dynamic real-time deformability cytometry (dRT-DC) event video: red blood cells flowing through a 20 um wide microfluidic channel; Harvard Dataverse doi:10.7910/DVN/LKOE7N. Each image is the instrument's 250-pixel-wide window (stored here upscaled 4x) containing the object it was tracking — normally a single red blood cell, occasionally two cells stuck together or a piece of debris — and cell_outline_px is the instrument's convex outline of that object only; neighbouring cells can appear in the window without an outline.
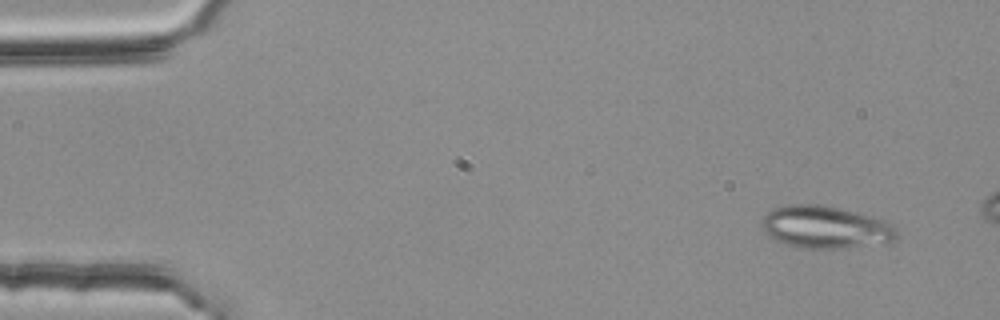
{"species": "common noctule bat (a hibernating species)", "species_latin": "Nyctalus noctula", "temperature_condition": "room temperature", "stored_images_in_passage": 10, "camera_frame_rate_fps": 3000, "um_per_image_px": 0.085, "animal": {"sex": "female", "body_mass_g": 25.1}, "frame": {"image": 1, "passage_image": 1, "time_ms": 0.0, "image_size_px": [1000, 320], "cell_outline_px": [[900, 236], [896, 240], [844, 248], [800, 248], [776, 240], [768, 236], [760, 228], [760, 224], [764, 216], [768, 212], [776, 208], [788, 204], [816, 204], [836, 208], [884, 220], [892, 224], [896, 228]], "centroid_in_image_um": [70.13, 19.32], "position_along_channel_um": 14.9, "area_um2": 33.0}}